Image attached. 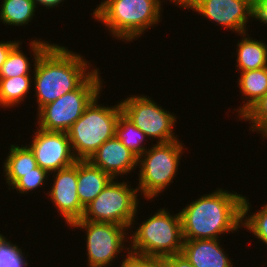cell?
Here are the masks:
<instances>
[{
	"instance_id": "1",
	"label": "cell",
	"mask_w": 267,
	"mask_h": 267,
	"mask_svg": "<svg viewBox=\"0 0 267 267\" xmlns=\"http://www.w3.org/2000/svg\"><path fill=\"white\" fill-rule=\"evenodd\" d=\"M30 45L35 57L34 83L38 111L65 93L77 89L94 72V68L87 72L89 63L66 47L42 42L41 39L33 40Z\"/></svg>"
},
{
	"instance_id": "2",
	"label": "cell",
	"mask_w": 267,
	"mask_h": 267,
	"mask_svg": "<svg viewBox=\"0 0 267 267\" xmlns=\"http://www.w3.org/2000/svg\"><path fill=\"white\" fill-rule=\"evenodd\" d=\"M240 194L218 189L188 204L180 211L183 240L218 239L237 231L242 223Z\"/></svg>"
},
{
	"instance_id": "3",
	"label": "cell",
	"mask_w": 267,
	"mask_h": 267,
	"mask_svg": "<svg viewBox=\"0 0 267 267\" xmlns=\"http://www.w3.org/2000/svg\"><path fill=\"white\" fill-rule=\"evenodd\" d=\"M161 9L160 0H105L93 16L107 26L112 36L132 41L160 22Z\"/></svg>"
},
{
	"instance_id": "4",
	"label": "cell",
	"mask_w": 267,
	"mask_h": 267,
	"mask_svg": "<svg viewBox=\"0 0 267 267\" xmlns=\"http://www.w3.org/2000/svg\"><path fill=\"white\" fill-rule=\"evenodd\" d=\"M97 102L98 97L67 132L77 160H88L105 141L115 137L116 125L122 114L120 103L105 107Z\"/></svg>"
},
{
	"instance_id": "5",
	"label": "cell",
	"mask_w": 267,
	"mask_h": 267,
	"mask_svg": "<svg viewBox=\"0 0 267 267\" xmlns=\"http://www.w3.org/2000/svg\"><path fill=\"white\" fill-rule=\"evenodd\" d=\"M165 209L159 210L146 219L131 236L130 253L166 257L179 254L183 247L182 222L180 213L169 215Z\"/></svg>"
},
{
	"instance_id": "6",
	"label": "cell",
	"mask_w": 267,
	"mask_h": 267,
	"mask_svg": "<svg viewBox=\"0 0 267 267\" xmlns=\"http://www.w3.org/2000/svg\"><path fill=\"white\" fill-rule=\"evenodd\" d=\"M98 69L75 90L65 93L38 111L39 128L46 131L68 132L90 103L99 97L102 81Z\"/></svg>"
},
{
	"instance_id": "7",
	"label": "cell",
	"mask_w": 267,
	"mask_h": 267,
	"mask_svg": "<svg viewBox=\"0 0 267 267\" xmlns=\"http://www.w3.org/2000/svg\"><path fill=\"white\" fill-rule=\"evenodd\" d=\"M182 152L183 147L178 140L157 142L154 147L147 149L137 161V166L141 168L137 190L151 199L167 188L176 175Z\"/></svg>"
},
{
	"instance_id": "8",
	"label": "cell",
	"mask_w": 267,
	"mask_h": 267,
	"mask_svg": "<svg viewBox=\"0 0 267 267\" xmlns=\"http://www.w3.org/2000/svg\"><path fill=\"white\" fill-rule=\"evenodd\" d=\"M127 183L114 182V178L103 191L84 209L79 220L114 223L130 228L138 207L137 188Z\"/></svg>"
},
{
	"instance_id": "9",
	"label": "cell",
	"mask_w": 267,
	"mask_h": 267,
	"mask_svg": "<svg viewBox=\"0 0 267 267\" xmlns=\"http://www.w3.org/2000/svg\"><path fill=\"white\" fill-rule=\"evenodd\" d=\"M120 105L122 114L147 137L158 138V143L178 140L172 132L176 117L147 96L134 95L121 100Z\"/></svg>"
},
{
	"instance_id": "10",
	"label": "cell",
	"mask_w": 267,
	"mask_h": 267,
	"mask_svg": "<svg viewBox=\"0 0 267 267\" xmlns=\"http://www.w3.org/2000/svg\"><path fill=\"white\" fill-rule=\"evenodd\" d=\"M70 226L87 232V256L89 267H106L123 250L126 240L125 226L114 223L76 220Z\"/></svg>"
},
{
	"instance_id": "11",
	"label": "cell",
	"mask_w": 267,
	"mask_h": 267,
	"mask_svg": "<svg viewBox=\"0 0 267 267\" xmlns=\"http://www.w3.org/2000/svg\"><path fill=\"white\" fill-rule=\"evenodd\" d=\"M30 146L37 165L49 174L73 165L75 157L67 132L46 131L39 128ZM72 151V152H71Z\"/></svg>"
},
{
	"instance_id": "12",
	"label": "cell",
	"mask_w": 267,
	"mask_h": 267,
	"mask_svg": "<svg viewBox=\"0 0 267 267\" xmlns=\"http://www.w3.org/2000/svg\"><path fill=\"white\" fill-rule=\"evenodd\" d=\"M252 0H196L192 9L209 20L239 34L247 33L246 24L251 16Z\"/></svg>"
},
{
	"instance_id": "13",
	"label": "cell",
	"mask_w": 267,
	"mask_h": 267,
	"mask_svg": "<svg viewBox=\"0 0 267 267\" xmlns=\"http://www.w3.org/2000/svg\"><path fill=\"white\" fill-rule=\"evenodd\" d=\"M55 176L49 196L65 222L71 225L82 218L85 209L77 194V161L69 167L56 171Z\"/></svg>"
},
{
	"instance_id": "14",
	"label": "cell",
	"mask_w": 267,
	"mask_h": 267,
	"mask_svg": "<svg viewBox=\"0 0 267 267\" xmlns=\"http://www.w3.org/2000/svg\"><path fill=\"white\" fill-rule=\"evenodd\" d=\"M112 178L125 175L138 165V157L115 136L105 141L88 159Z\"/></svg>"
},
{
	"instance_id": "15",
	"label": "cell",
	"mask_w": 267,
	"mask_h": 267,
	"mask_svg": "<svg viewBox=\"0 0 267 267\" xmlns=\"http://www.w3.org/2000/svg\"><path fill=\"white\" fill-rule=\"evenodd\" d=\"M218 239H197L183 242L181 253L194 267H233Z\"/></svg>"
},
{
	"instance_id": "16",
	"label": "cell",
	"mask_w": 267,
	"mask_h": 267,
	"mask_svg": "<svg viewBox=\"0 0 267 267\" xmlns=\"http://www.w3.org/2000/svg\"><path fill=\"white\" fill-rule=\"evenodd\" d=\"M112 179L89 160H77V194L81 205L87 207Z\"/></svg>"
},
{
	"instance_id": "17",
	"label": "cell",
	"mask_w": 267,
	"mask_h": 267,
	"mask_svg": "<svg viewBox=\"0 0 267 267\" xmlns=\"http://www.w3.org/2000/svg\"><path fill=\"white\" fill-rule=\"evenodd\" d=\"M238 83L240 92L246 97V103L236 110L242 117L267 92V67L242 71Z\"/></svg>"
},
{
	"instance_id": "18",
	"label": "cell",
	"mask_w": 267,
	"mask_h": 267,
	"mask_svg": "<svg viewBox=\"0 0 267 267\" xmlns=\"http://www.w3.org/2000/svg\"><path fill=\"white\" fill-rule=\"evenodd\" d=\"M237 43V64L239 71L257 70L267 67V45L262 41H255L250 37L244 36ZM245 37V38H244Z\"/></svg>"
},
{
	"instance_id": "19",
	"label": "cell",
	"mask_w": 267,
	"mask_h": 267,
	"mask_svg": "<svg viewBox=\"0 0 267 267\" xmlns=\"http://www.w3.org/2000/svg\"><path fill=\"white\" fill-rule=\"evenodd\" d=\"M37 166L34 154L28 146L11 145L3 166L8 185L11 187L23 174L32 172Z\"/></svg>"
},
{
	"instance_id": "20",
	"label": "cell",
	"mask_w": 267,
	"mask_h": 267,
	"mask_svg": "<svg viewBox=\"0 0 267 267\" xmlns=\"http://www.w3.org/2000/svg\"><path fill=\"white\" fill-rule=\"evenodd\" d=\"M31 75L0 78V106L13 107L20 104L29 93ZM31 81V82H30Z\"/></svg>"
},
{
	"instance_id": "21",
	"label": "cell",
	"mask_w": 267,
	"mask_h": 267,
	"mask_svg": "<svg viewBox=\"0 0 267 267\" xmlns=\"http://www.w3.org/2000/svg\"><path fill=\"white\" fill-rule=\"evenodd\" d=\"M2 3L0 20L14 26L28 24L37 8L33 0H3Z\"/></svg>"
},
{
	"instance_id": "22",
	"label": "cell",
	"mask_w": 267,
	"mask_h": 267,
	"mask_svg": "<svg viewBox=\"0 0 267 267\" xmlns=\"http://www.w3.org/2000/svg\"><path fill=\"white\" fill-rule=\"evenodd\" d=\"M115 136L137 157L147 150L141 145L146 135L123 114L118 119Z\"/></svg>"
},
{
	"instance_id": "23",
	"label": "cell",
	"mask_w": 267,
	"mask_h": 267,
	"mask_svg": "<svg viewBox=\"0 0 267 267\" xmlns=\"http://www.w3.org/2000/svg\"><path fill=\"white\" fill-rule=\"evenodd\" d=\"M250 210V205L246 197H243L242 202V223L241 226H245L251 231L254 236L258 237L260 241L267 245V204L261 208L254 215H249L247 218L248 211Z\"/></svg>"
},
{
	"instance_id": "24",
	"label": "cell",
	"mask_w": 267,
	"mask_h": 267,
	"mask_svg": "<svg viewBox=\"0 0 267 267\" xmlns=\"http://www.w3.org/2000/svg\"><path fill=\"white\" fill-rule=\"evenodd\" d=\"M19 42L8 55L7 60L1 67L0 78H10L21 75H29L30 63L28 58L21 52Z\"/></svg>"
},
{
	"instance_id": "25",
	"label": "cell",
	"mask_w": 267,
	"mask_h": 267,
	"mask_svg": "<svg viewBox=\"0 0 267 267\" xmlns=\"http://www.w3.org/2000/svg\"><path fill=\"white\" fill-rule=\"evenodd\" d=\"M240 119L251 121V131L267 137V92Z\"/></svg>"
},
{
	"instance_id": "26",
	"label": "cell",
	"mask_w": 267,
	"mask_h": 267,
	"mask_svg": "<svg viewBox=\"0 0 267 267\" xmlns=\"http://www.w3.org/2000/svg\"><path fill=\"white\" fill-rule=\"evenodd\" d=\"M0 234V267H25L28 265L21 248L11 244Z\"/></svg>"
},
{
	"instance_id": "27",
	"label": "cell",
	"mask_w": 267,
	"mask_h": 267,
	"mask_svg": "<svg viewBox=\"0 0 267 267\" xmlns=\"http://www.w3.org/2000/svg\"><path fill=\"white\" fill-rule=\"evenodd\" d=\"M48 172L42 169L40 166L32 169V172L23 174L12 186V189H16L20 193H27L41 185H44L45 179L48 178Z\"/></svg>"
},
{
	"instance_id": "28",
	"label": "cell",
	"mask_w": 267,
	"mask_h": 267,
	"mask_svg": "<svg viewBox=\"0 0 267 267\" xmlns=\"http://www.w3.org/2000/svg\"><path fill=\"white\" fill-rule=\"evenodd\" d=\"M120 267H165L164 257L142 256L128 253Z\"/></svg>"
},
{
	"instance_id": "29",
	"label": "cell",
	"mask_w": 267,
	"mask_h": 267,
	"mask_svg": "<svg viewBox=\"0 0 267 267\" xmlns=\"http://www.w3.org/2000/svg\"><path fill=\"white\" fill-rule=\"evenodd\" d=\"M250 17L267 24V0H252Z\"/></svg>"
},
{
	"instance_id": "30",
	"label": "cell",
	"mask_w": 267,
	"mask_h": 267,
	"mask_svg": "<svg viewBox=\"0 0 267 267\" xmlns=\"http://www.w3.org/2000/svg\"><path fill=\"white\" fill-rule=\"evenodd\" d=\"M165 267H194L182 253L164 257Z\"/></svg>"
},
{
	"instance_id": "31",
	"label": "cell",
	"mask_w": 267,
	"mask_h": 267,
	"mask_svg": "<svg viewBox=\"0 0 267 267\" xmlns=\"http://www.w3.org/2000/svg\"><path fill=\"white\" fill-rule=\"evenodd\" d=\"M19 43V41L0 42V70L7 60L10 51Z\"/></svg>"
},
{
	"instance_id": "32",
	"label": "cell",
	"mask_w": 267,
	"mask_h": 267,
	"mask_svg": "<svg viewBox=\"0 0 267 267\" xmlns=\"http://www.w3.org/2000/svg\"><path fill=\"white\" fill-rule=\"evenodd\" d=\"M62 1L64 0H33L35 6L38 4L39 5L41 4L44 7H49V8L55 7V6L57 7V5L61 3Z\"/></svg>"
},
{
	"instance_id": "33",
	"label": "cell",
	"mask_w": 267,
	"mask_h": 267,
	"mask_svg": "<svg viewBox=\"0 0 267 267\" xmlns=\"http://www.w3.org/2000/svg\"><path fill=\"white\" fill-rule=\"evenodd\" d=\"M173 3L181 6V8H188L191 4H193L196 0H170Z\"/></svg>"
}]
</instances>
